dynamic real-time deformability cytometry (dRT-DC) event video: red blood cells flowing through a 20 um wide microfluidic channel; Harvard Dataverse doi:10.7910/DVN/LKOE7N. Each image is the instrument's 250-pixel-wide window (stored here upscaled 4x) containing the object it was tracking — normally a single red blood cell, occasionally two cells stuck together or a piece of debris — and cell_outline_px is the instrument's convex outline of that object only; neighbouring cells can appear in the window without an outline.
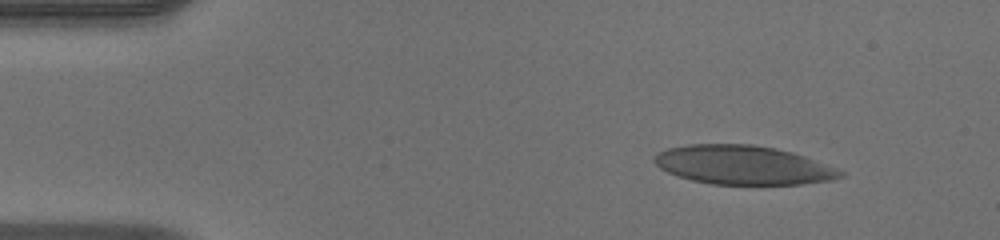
{"species": "human", "species_latin": "Homo sapiens", "temperature_condition": "warm", "stored_images_in_passage": 44, "camera_frame_rate_fps": 3000, "um_per_image_px": 0.085, "donor": {"sex": "male"}, "frame": {"image": 1, "passage_image": 1, "time_ms": 0.0, "image_size_px": [1000, 240], "cell_outline_px": [[844, 176], [836, 180], [800, 184], [712, 184], [692, 180], [668, 172], [660, 168], [652, 160], [660, 152], [668, 148], [688, 144], [752, 144], [776, 148], [792, 152], [804, 156], [844, 172]], "centroid_in_image_um": [63.17, 14.03], "position_along_channel_um": 21.8, "area_um2": 41.96}}
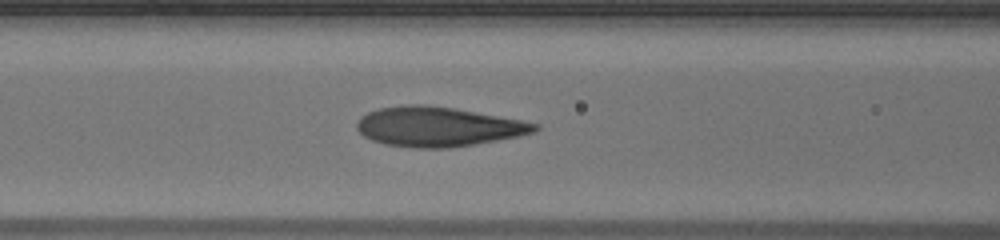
{"frame": {"image": 2, "passage_image": 15, "time_ms": 4.667, "image_size_px": [1000, 240], "cell_outline_px": [[540, 128], [532, 132], [516, 136], [496, 140], [448, 148], [412, 148], [384, 144], [372, 140], [364, 136], [356, 128], [356, 124], [360, 116], [368, 112], [380, 108], [408, 104], [424, 104], [452, 108], [520, 120], [540, 124]], "centroid_in_image_um": [37.17, 10.77], "position_along_channel_um": 129.4, "area_um2": 40.69}}
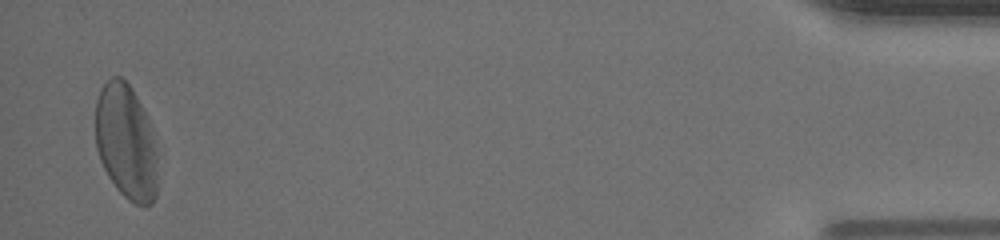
{"frame": {"image": 3, "passage_image": 43, "time_ms": 14.0, "image_size_px": [1000, 240], "cell_outline_px": [[156, 196], [152, 204], [144, 208], [128, 200], [116, 188], [108, 176], [100, 160], [96, 148], [96, 100], [100, 88], [112, 76], [120, 76], [132, 88], [148, 120], [156, 144]], "centroid_in_image_um": [10.71, 12.09], "position_along_channel_um": 424.5, "area_um2": 41.79}, "authors_computed_cell_mechanics": {"area_um2": 41.4426, "velocity_mm_per_s": 4.0885, "shape_relaxation_time_tau1_ms": 4.2334, "shape_relaxation_time_tau2_ms": 0.8843, "deformation_change_tau1": 0.1955, "deformation_change_tau2": 0.0874}}